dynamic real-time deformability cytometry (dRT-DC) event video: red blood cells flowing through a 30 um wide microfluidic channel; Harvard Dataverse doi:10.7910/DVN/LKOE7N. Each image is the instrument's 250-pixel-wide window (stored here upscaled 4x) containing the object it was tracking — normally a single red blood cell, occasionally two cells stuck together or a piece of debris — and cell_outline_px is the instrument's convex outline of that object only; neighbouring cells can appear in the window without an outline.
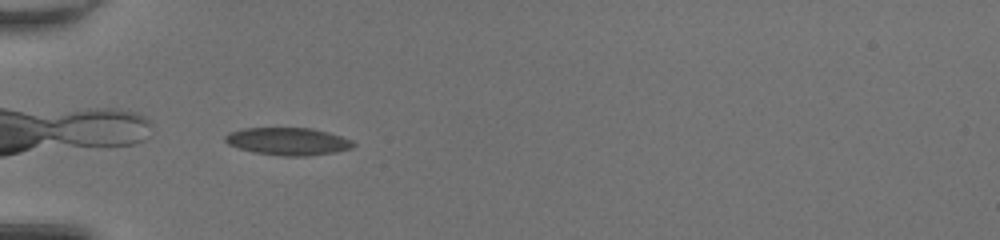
{"species": "common noctule bat (a hibernating species)", "species_latin": "Nyctalus noctula", "temperature_condition": "room temperature", "stored_images_in_passage": 30, "camera_frame_rate_fps": 3000, "um_per_image_px": 0.085, "animal": {"sex": "female", "body_mass_g": 20.0, "forearm_length_mm": 54.0}, "frame": {"image": 1, "passage_image": 1, "time_ms": 0.0, "image_size_px": [1000, 240], "cell_outline_px": [[356, 144], [352, 148], [336, 152], [304, 156], [280, 156], [256, 152], [240, 148], [228, 144], [224, 140], [224, 136], [228, 132], [244, 128], [312, 128], [328, 132], [352, 140]], "centroid_in_image_um": [24.48, 12.01], "position_along_channel_um": 60.5, "area_um2": 20.52}}
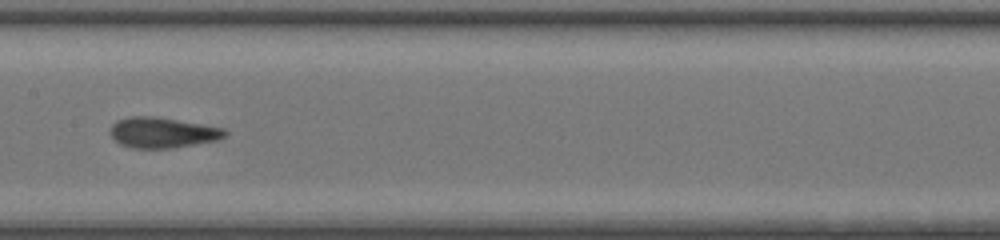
{"frame": {"image": 2, "passage_image": 11, "time_ms": 3.333, "image_size_px": [1000, 240], "cell_outline_px": [[228, 136], [220, 140], [172, 148], [132, 148], [120, 144], [112, 136], [112, 124], [116, 120], [128, 116], [156, 116], [204, 124], [224, 128], [228, 132]], "centroid_in_image_um": [13.88, 11.26], "position_along_channel_um": 193.5, "area_um2": 20.63}}
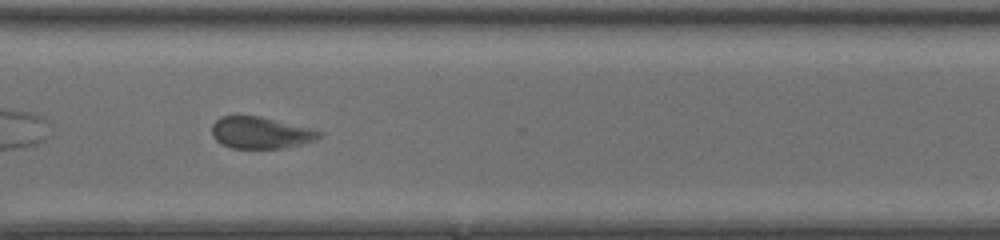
{"frame": {"image": 3, "passage_image": 22, "time_ms": 7.0, "image_size_px": [1000, 240], "cell_outline_px": [[324, 136], [316, 140], [284, 148], [232, 148], [220, 144], [212, 136], [212, 124], [220, 116], [260, 116], [324, 132]], "centroid_in_image_um": [22.14, 11.29], "position_along_channel_um": 348.5, "area_um2": 19.83}, "authors_computed_cell_mechanics": {"area_um2": 20.3745, "velocity_mm_per_s": 4.2405, "shape_relaxation_time_tau1_ms": 3.9735, "shape_relaxation_time_tau2_ms": 1.5637, "deformation_change_tau1": 0.0958, "deformation_change_tau2": 0.0914}}